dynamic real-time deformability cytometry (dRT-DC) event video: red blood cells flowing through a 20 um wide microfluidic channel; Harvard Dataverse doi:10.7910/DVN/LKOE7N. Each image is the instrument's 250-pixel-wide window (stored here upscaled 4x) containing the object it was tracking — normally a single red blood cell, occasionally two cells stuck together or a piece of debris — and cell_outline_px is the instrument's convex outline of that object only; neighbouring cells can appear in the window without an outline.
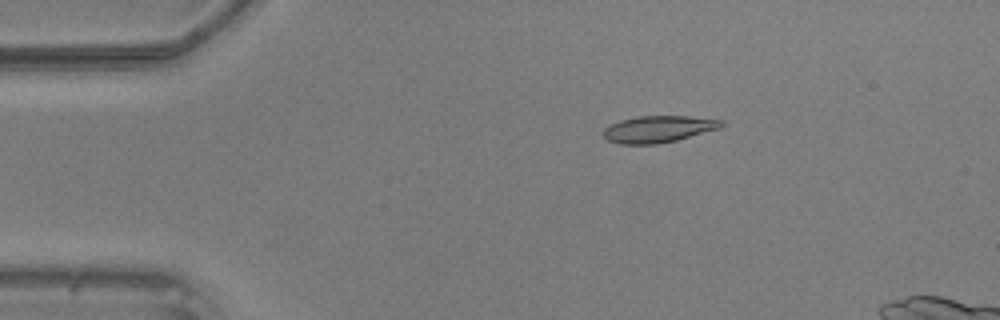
{"species": "common noctule bat (a hibernating species)", "species_latin": "Nyctalus noctula", "temperature_condition": "warm", "stored_images_in_passage": 10, "camera_frame_rate_fps": 3000, "um_per_image_px": 0.085, "animal": {"sex": "male", "body_mass_g": 20.5, "forearm_length_mm": 52.5}, "frame": {"image": 1, "passage_image": 1, "time_ms": 0.0, "image_size_px": [1000, 320], "cell_outline_px": [[724, 124], [720, 128], [676, 140], [656, 144], [620, 144], [608, 140], [604, 136], [604, 128], [620, 120], [636, 116], [688, 116], [724, 120]], "centroid_in_image_um": [55.97, 10.96], "position_along_channel_um": 29.0, "area_um2": 18.26}}
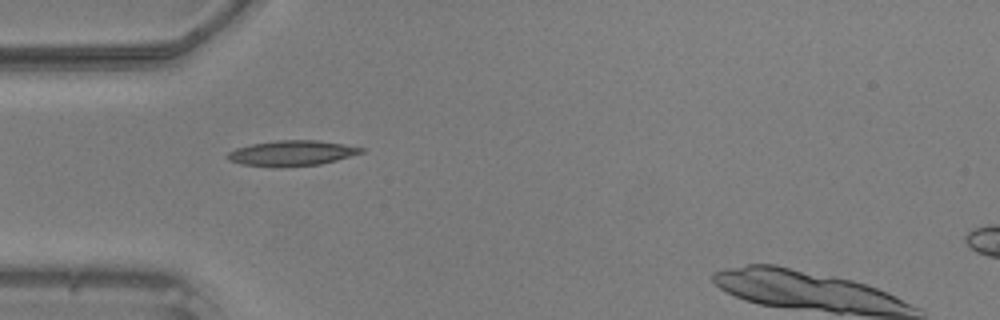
{"frame": {"image": 2, "passage_image": 7, "time_ms": 2.0, "image_size_px": [1000, 320], "cell_outline_px": [[364, 152], [336, 160], [320, 164], [276, 168], [240, 164], [228, 160], [224, 156], [228, 152], [236, 148], [252, 144], [276, 140], [316, 140], [344, 144], [364, 148]], "centroid_in_image_um": [24.75, 13.03], "position_along_channel_um": 60.3, "area_um2": 19.94}}